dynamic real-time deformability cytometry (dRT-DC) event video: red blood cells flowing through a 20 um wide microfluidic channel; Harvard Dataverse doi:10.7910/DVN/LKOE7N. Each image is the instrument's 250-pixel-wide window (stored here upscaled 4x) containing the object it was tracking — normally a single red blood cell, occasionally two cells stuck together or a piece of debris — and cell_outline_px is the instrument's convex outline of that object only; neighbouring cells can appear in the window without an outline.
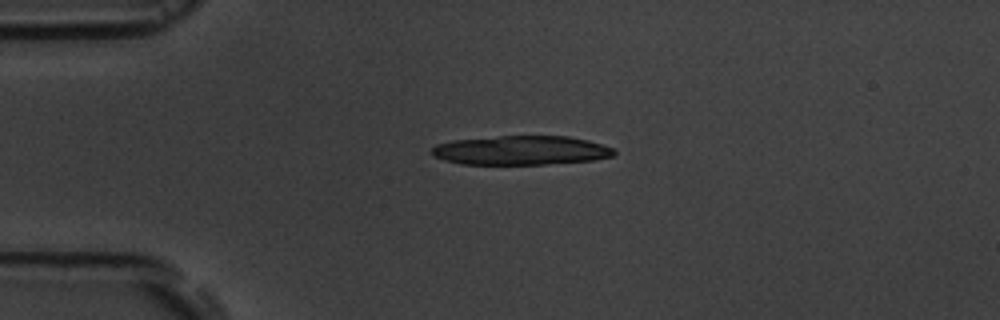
{"species": "common noctule bat (a hibernating species)", "species_latin": "Nyctalus noctula", "temperature_condition": "room temperature", "stored_images_in_passage": 6, "camera_frame_rate_fps": 3000, "um_per_image_px": 0.085, "animal": {"sex": "male", "body_mass_g": 19.5, "forearm_length_mm": 54.6}, "frame": {"image": 1, "passage_image": 6, "time_ms": 6.667, "image_size_px": [1000, 320], "cell_outline_px": [[616, 152], [612, 156], [592, 160], [548, 164], [460, 164], [444, 160], [432, 156], [432, 148], [436, 144], [452, 140], [500, 136], [568, 136], [588, 140], [612, 148]], "centroid_in_image_um": [44.25, 12.78], "position_along_channel_um": 40.8, "area_um2": 30.92}}